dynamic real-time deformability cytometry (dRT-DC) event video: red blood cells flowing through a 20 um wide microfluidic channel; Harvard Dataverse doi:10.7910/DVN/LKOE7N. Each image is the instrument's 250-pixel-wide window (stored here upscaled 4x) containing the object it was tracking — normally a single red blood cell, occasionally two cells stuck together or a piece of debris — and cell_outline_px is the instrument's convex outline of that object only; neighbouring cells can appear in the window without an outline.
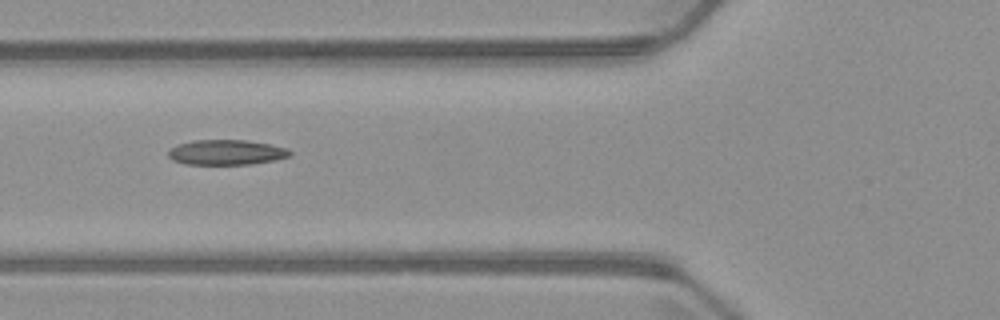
{"species": "common noctule bat (a hibernating species)", "species_latin": "Nyctalus noctula", "temperature_condition": "warm", "stored_images_in_passage": 7, "camera_frame_rate_fps": 3000, "um_per_image_px": 0.085, "animal": {"sex": "male", "body_mass_g": 23.1, "forearm_length_mm": 52.7}, "frame": {"image": 1, "passage_image": 5, "time_ms": 6.0, "image_size_px": [1000, 320], "cell_outline_px": [[292, 156], [276, 160], [252, 164], [184, 164], [172, 160], [168, 156], [168, 148], [176, 144], [192, 140], [248, 140], [288, 148], [292, 152]], "centroid_in_image_um": [19.23, 12.94], "position_along_channel_um": 106.6, "area_um2": 18.09}}
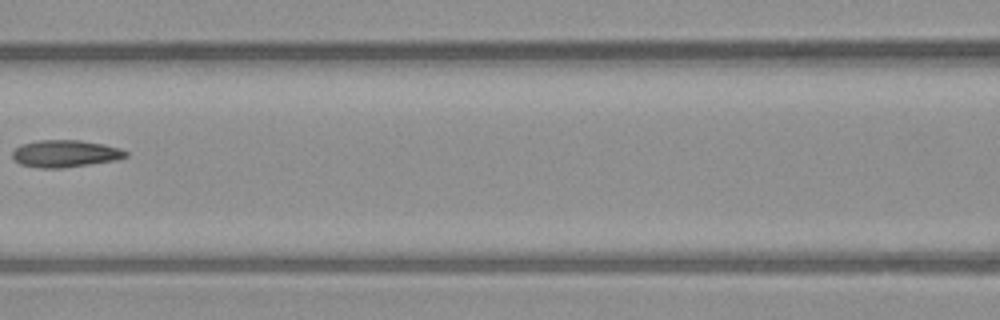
{"frame": {"image": 2, "passage_image": 6, "time_ms": 7.333, "image_size_px": [1000, 320], "cell_outline_px": [[128, 156], [116, 160], [60, 168], [40, 168], [20, 164], [12, 156], [12, 152], [20, 144], [36, 140], [80, 140], [104, 144], [120, 148], [128, 152]], "centroid_in_image_um": [5.54, 13.04], "position_along_channel_um": 161.1, "area_um2": 17.92}}
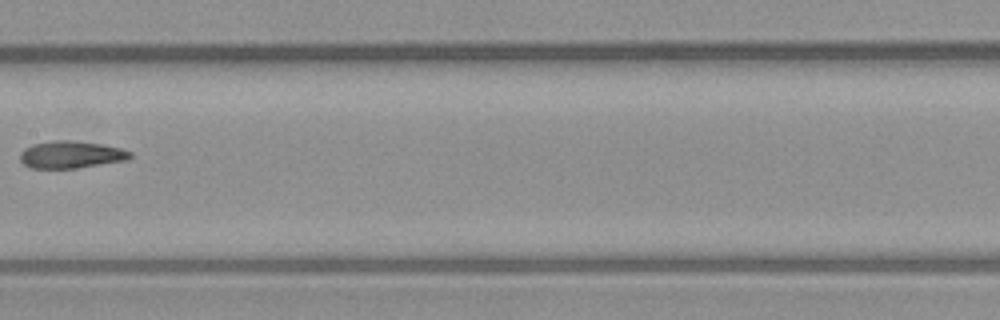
{"frame": {"image": 3, "passage_image": 7, "time_ms": 8.333, "image_size_px": [1000, 320], "cell_outline_px": [[132, 156], [128, 160], [80, 168], [32, 168], [24, 164], [20, 160], [20, 152], [24, 148], [32, 144], [56, 140], [68, 140], [100, 144], [120, 148], [132, 152]], "centroid_in_image_um": [6.04, 13.15], "position_along_channel_um": 201.4, "area_um2": 17.51}}